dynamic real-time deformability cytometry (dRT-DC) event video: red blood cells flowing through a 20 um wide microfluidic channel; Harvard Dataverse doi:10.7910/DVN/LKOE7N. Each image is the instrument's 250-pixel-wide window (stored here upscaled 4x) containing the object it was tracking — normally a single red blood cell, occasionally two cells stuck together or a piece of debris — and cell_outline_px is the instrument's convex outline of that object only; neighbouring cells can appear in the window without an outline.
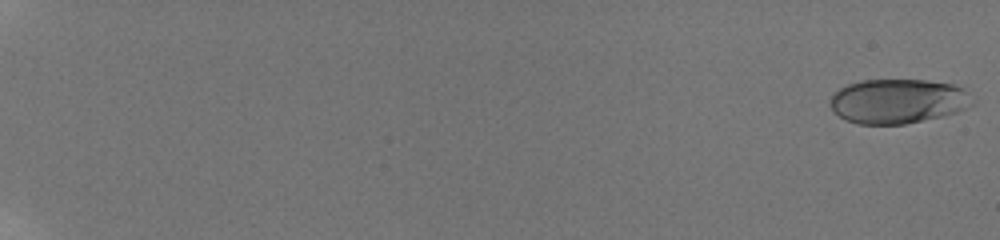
{"species": "human", "species_latin": "Homo sapiens", "temperature_condition": "room temperature", "stored_images_in_passage": 59, "camera_frame_rate_fps": 3000, "um_per_image_px": 0.085, "donor": {"sex": "male"}, "frame": {"image": 1, "passage_image": 1, "time_ms": 0.0, "image_size_px": [1000, 240], "cell_outline_px": [[976, 104], [956, 112], [940, 116], [904, 124], [860, 124], [848, 120], [840, 116], [832, 108], [828, 100], [840, 88], [848, 84], [860, 80], [924, 80], [952, 84], [964, 88], [976, 100]], "centroid_in_image_um": [76.37, 8.59], "position_along_channel_um": 8.6, "area_um2": 36.88}}
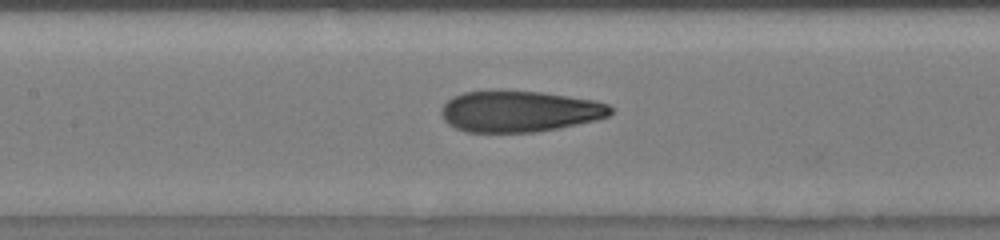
{"frame": {"image": 2, "passage_image": 33, "time_ms": 10.667, "image_size_px": [1000, 240], "cell_outline_px": [[612, 112], [608, 116], [596, 120], [560, 128], [532, 132], [468, 132], [456, 128], [448, 124], [444, 120], [440, 112], [444, 104], [452, 96], [464, 92], [488, 88], [500, 88], [540, 92], [596, 100], [608, 104], [612, 108]], "centroid_in_image_um": [44.11, 9.43], "position_along_channel_um": 163.3, "area_um2": 41.5}}
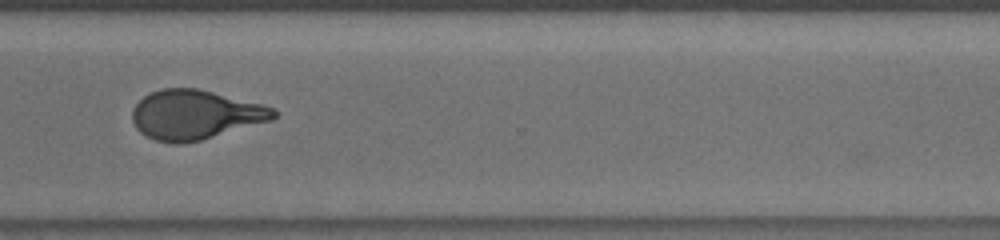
{"frame": {"image": 3, "passage_image": 48, "time_ms": 15.667, "image_size_px": [1000, 240], "cell_outline_px": [[276, 116], [272, 120], [200, 140], [180, 144], [176, 144], [156, 140], [140, 132], [136, 128], [132, 120], [132, 108], [144, 96], [160, 88], [196, 88], [264, 104], [272, 108], [276, 112]], "centroid_in_image_um": [16.57, 9.74], "position_along_channel_um": 354.0, "area_um2": 40.46}, "authors_computed_cell_mechanics": {"area_um2": 39.7664, "velocity_mm_per_s": 3.8288, "shape_relaxation_time_tau1_ms": 5.3977, "shape_relaxation_time_tau2_ms": 1.0503, "deformation_change_tau1": 0.2179, "deformation_change_tau2": 0.0769}}